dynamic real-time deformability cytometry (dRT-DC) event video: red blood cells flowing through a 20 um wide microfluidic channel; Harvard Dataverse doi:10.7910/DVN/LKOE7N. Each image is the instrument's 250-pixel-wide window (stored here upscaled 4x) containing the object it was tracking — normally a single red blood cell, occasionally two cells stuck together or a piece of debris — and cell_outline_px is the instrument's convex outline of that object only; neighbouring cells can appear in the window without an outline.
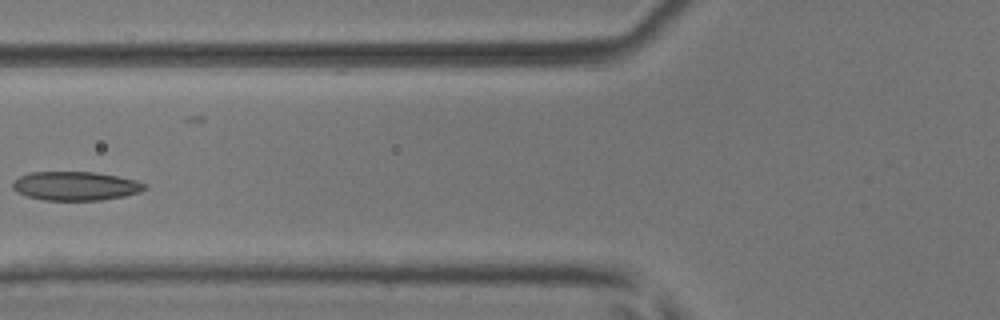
{"species": "common noctule bat (a hibernating species)", "species_latin": "Nyctalus noctula", "temperature_condition": "room temperature", "stored_images_in_passage": 6, "camera_frame_rate_fps": 3000, "um_per_image_px": 0.085, "animal": {"sex": "male", "body_mass_g": 17.9, "forearm_length_mm": 54.2}, "frame": {"image": 1, "passage_image": 5, "time_ms": 1.333, "image_size_px": [1000, 320], "cell_outline_px": [[148, 188], [140, 192], [124, 196], [100, 200], [44, 200], [28, 196], [16, 192], [12, 188], [12, 180], [20, 176], [32, 172], [96, 172], [136, 180], [148, 184]], "centroid_in_image_um": [6.43, 15.8], "position_along_channel_um": 119.4, "area_um2": 22.31}}
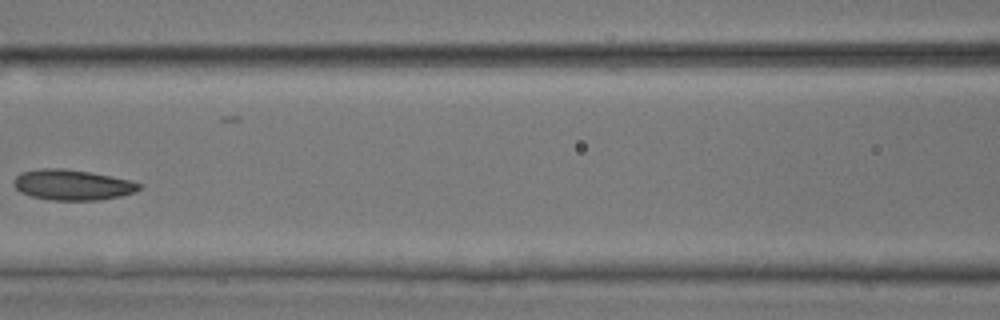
{"frame": {"image": 2, "passage_image": 6, "time_ms": 1.667, "image_size_px": [1000, 320], "cell_outline_px": [[140, 188], [136, 192], [120, 196], [100, 200], [48, 200], [32, 196], [20, 192], [12, 184], [12, 180], [20, 172], [40, 168], [64, 168], [112, 176], [128, 180], [140, 184]], "centroid_in_image_um": [6.1, 15.71], "position_along_channel_um": 160.5, "area_um2": 22.37}}